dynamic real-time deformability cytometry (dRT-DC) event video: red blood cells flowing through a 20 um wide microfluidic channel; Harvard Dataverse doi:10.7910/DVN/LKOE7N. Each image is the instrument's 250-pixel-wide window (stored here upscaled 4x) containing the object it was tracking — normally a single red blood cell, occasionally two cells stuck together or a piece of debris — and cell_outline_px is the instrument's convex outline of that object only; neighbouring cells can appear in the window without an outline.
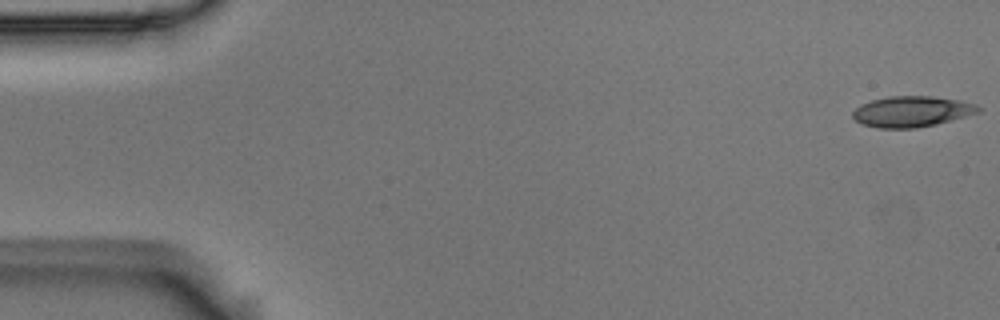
{"species": "Egyptian fruit bat (a non-hibernating species)", "species_latin": "Rousettus aegyptiacus", "temperature_condition": "room temperature", "stored_images_in_passage": 55, "camera_frame_rate_fps": 3000, "um_per_image_px": 0.085, "animal": {"sex": "male"}, "frame": {"image": 1, "passage_image": 1, "time_ms": 0.0, "image_size_px": [1000, 320], "cell_outline_px": [[984, 108], [980, 112], [952, 120], [936, 124], [916, 128], [876, 128], [860, 124], [852, 116], [852, 112], [860, 104], [872, 100], [888, 96], [932, 96], [960, 100], [976, 104]], "centroid_in_image_um": [77.51, 9.48], "position_along_channel_um": 7.5, "area_um2": 22.77}}
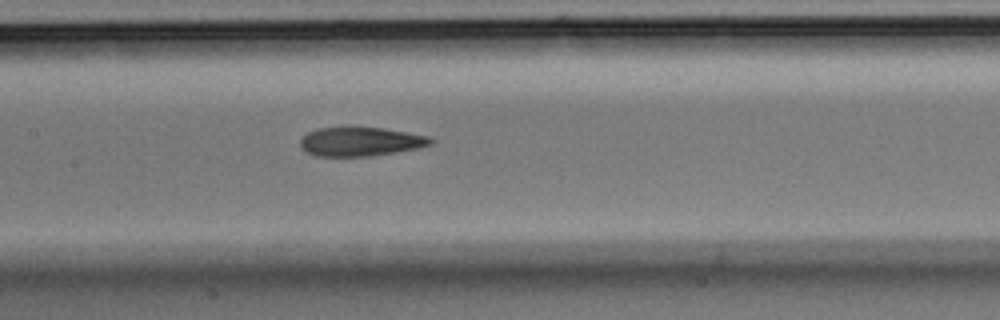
{"frame": {"image": 2, "passage_image": 26, "time_ms": 8.333, "image_size_px": [1000, 320], "cell_outline_px": [[432, 144], [420, 148], [368, 156], [316, 156], [308, 152], [300, 144], [300, 140], [308, 132], [316, 128], [348, 124], [352, 124], [384, 128], [428, 136], [432, 140]], "centroid_in_image_um": [30.61, 11.98], "position_along_channel_um": 176.8, "area_um2": 22.66}}
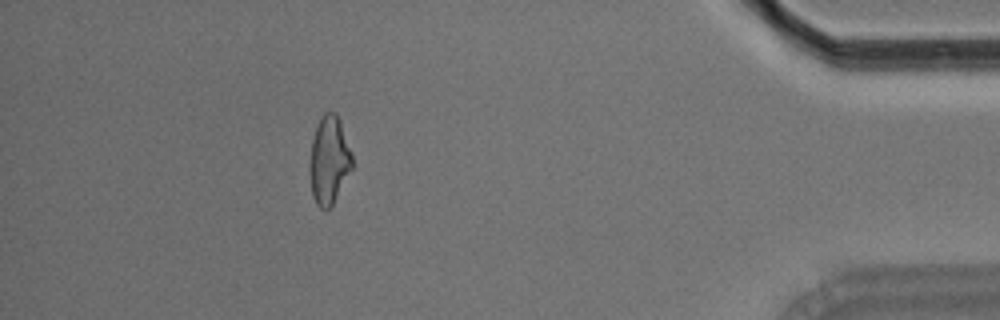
{"frame": {"image": 3, "passage_image": 49, "time_ms": 16.0, "image_size_px": [1000, 320], "cell_outline_px": [[352, 168], [332, 204], [328, 208], [320, 208], [316, 204], [312, 196], [308, 172], [308, 164], [312, 140], [316, 124], [320, 116], [324, 112], [336, 112], [340, 120], [352, 152]], "centroid_in_image_um": [27.94, 13.57], "position_along_channel_um": 407.3, "area_um2": 22.08}, "authors_computed_cell_mechanics": {"area_um2": 22.5998, "velocity_mm_per_s": 3.6711, "shape_relaxation_time_tau1_ms": 5.8375, "shape_relaxation_time_tau2_ms": 2.973, "deformation_change_tau1": 0.1906, "deformation_change_tau2": 0.1325}}